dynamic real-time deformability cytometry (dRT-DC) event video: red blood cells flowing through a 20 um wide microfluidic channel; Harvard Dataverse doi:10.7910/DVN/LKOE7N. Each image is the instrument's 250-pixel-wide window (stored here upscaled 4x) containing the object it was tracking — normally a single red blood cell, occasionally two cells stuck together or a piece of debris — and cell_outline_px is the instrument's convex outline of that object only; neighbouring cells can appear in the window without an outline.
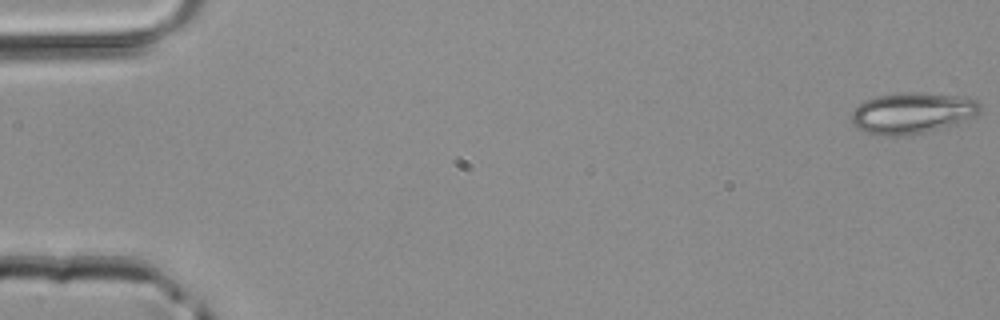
{"species": "common noctule bat (a hibernating species)", "species_latin": "Nyctalus noctula", "temperature_condition": "room temperature", "stored_images_in_passage": 3, "camera_frame_rate_fps": 3000, "um_per_image_px": 0.085, "animal": {"sex": "male", "body_mass_g": 20.4}, "frame": {"image": 1, "passage_image": 1, "time_ms": 0.0, "image_size_px": [1000, 320], "cell_outline_px": [[980, 112], [976, 116], [956, 124], [924, 132], [904, 136], [884, 136], [864, 132], [856, 128], [852, 120], [852, 112], [864, 100], [876, 96], [900, 92], [924, 92], [964, 96], [976, 100], [980, 104]], "centroid_in_image_um": [77.55, 9.6], "position_along_channel_um": 7.4, "area_um2": 31.15}}